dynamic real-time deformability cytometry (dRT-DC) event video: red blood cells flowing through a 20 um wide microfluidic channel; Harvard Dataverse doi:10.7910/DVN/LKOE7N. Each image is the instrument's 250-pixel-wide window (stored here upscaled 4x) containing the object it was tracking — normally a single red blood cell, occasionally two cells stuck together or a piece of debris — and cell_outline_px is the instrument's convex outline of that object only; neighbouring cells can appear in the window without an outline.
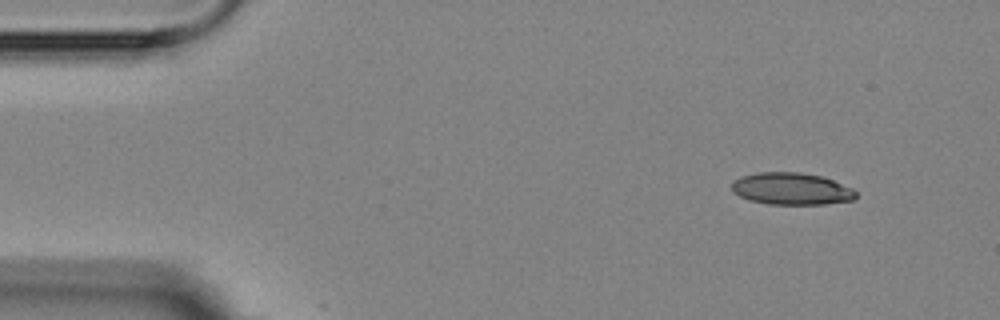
{"species": "Egyptian fruit bat (a non-hibernating species)", "species_latin": "Rousettus aegyptiacus", "temperature_condition": "room temperature", "stored_images_in_passage": 4, "camera_frame_rate_fps": 3000, "um_per_image_px": 0.085, "animal": {"sex": "female"}, "frame": {"image": 1, "passage_image": 1, "time_ms": 0.0, "image_size_px": [1000, 320], "cell_outline_px": [[856, 196], [852, 200], [824, 204], [768, 204], [748, 200], [732, 192], [732, 180], [740, 176], [760, 172], [800, 172], [824, 176], [852, 188], [856, 192]], "centroid_in_image_um": [67.25, 16.04], "position_along_channel_um": 17.8, "area_um2": 23.35}}
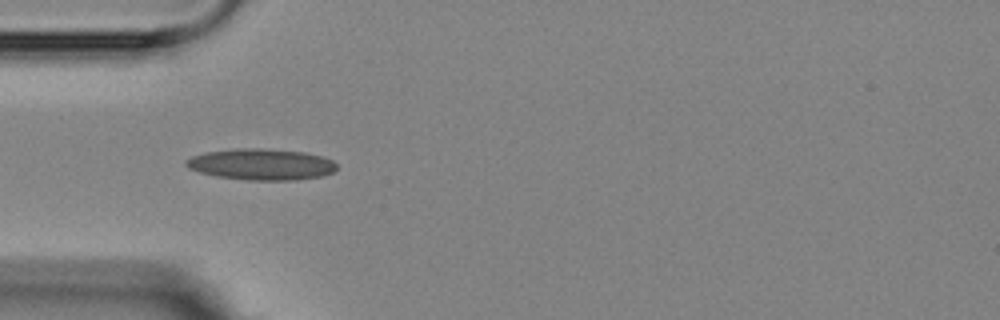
{"frame": {"image": 2, "passage_image": 4, "time_ms": 3.667, "image_size_px": [1000, 320], "cell_outline_px": [[336, 168], [332, 172], [320, 176], [296, 180], [248, 180], [216, 176], [200, 172], [188, 168], [184, 164], [184, 160], [192, 156], [204, 152], [240, 148], [260, 148], [304, 152], [320, 156], [332, 160], [336, 164]], "centroid_in_image_um": [22.16, 13.97], "position_along_channel_um": 62.8, "area_um2": 27.34}}